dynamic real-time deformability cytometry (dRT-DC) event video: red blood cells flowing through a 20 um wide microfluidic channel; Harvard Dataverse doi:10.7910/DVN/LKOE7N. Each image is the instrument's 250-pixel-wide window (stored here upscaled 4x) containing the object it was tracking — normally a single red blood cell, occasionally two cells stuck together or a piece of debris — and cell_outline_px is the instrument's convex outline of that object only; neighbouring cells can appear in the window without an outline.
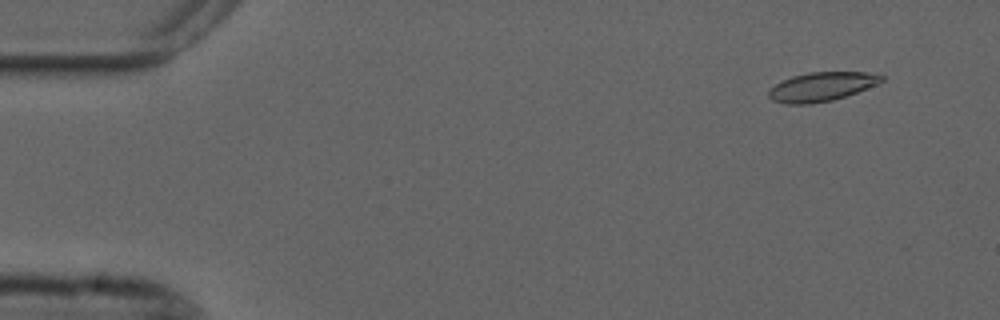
{"species": "common noctule bat (a hibernating species)", "species_latin": "Nyctalus noctula", "temperature_condition": "cold", "stored_images_in_passage": 56, "camera_frame_rate_fps": 3000, "um_per_image_px": 0.085, "animal": {"sex": "male", "forearm_length_mm": 52.5}, "frame": {"image": 1, "passage_image": 5, "time_ms": 1.333, "image_size_px": [1000, 320], "cell_outline_px": [[884, 80], [876, 84], [856, 92], [832, 100], [812, 104], [788, 104], [772, 100], [768, 96], [768, 92], [776, 84], [792, 76], [808, 72], [864, 72], [884, 76]], "centroid_in_image_um": [69.81, 7.37], "position_along_channel_um": 15.2, "area_um2": 18.79}}
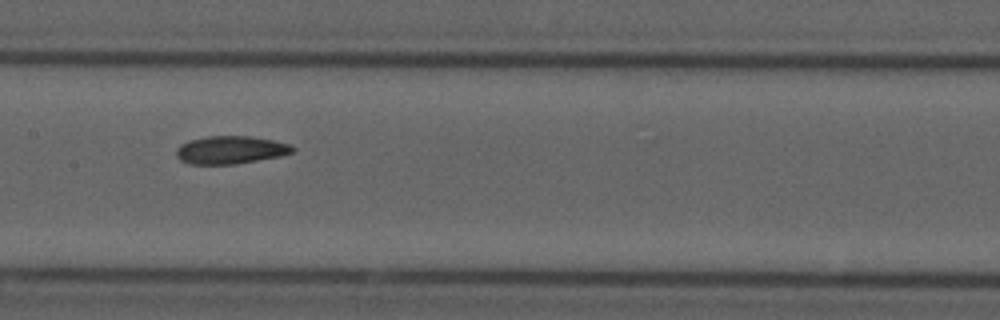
{"frame": {"image": 2, "passage_image": 28, "time_ms": 9.0, "image_size_px": [1000, 320], "cell_outline_px": [[296, 148], [292, 152], [280, 156], [236, 164], [188, 164], [180, 160], [176, 156], [176, 148], [180, 144], [188, 140], [208, 136], [248, 136], [272, 140], [288, 144]], "centroid_in_image_um": [19.54, 12.74], "position_along_channel_um": 187.9, "area_um2": 18.9}}
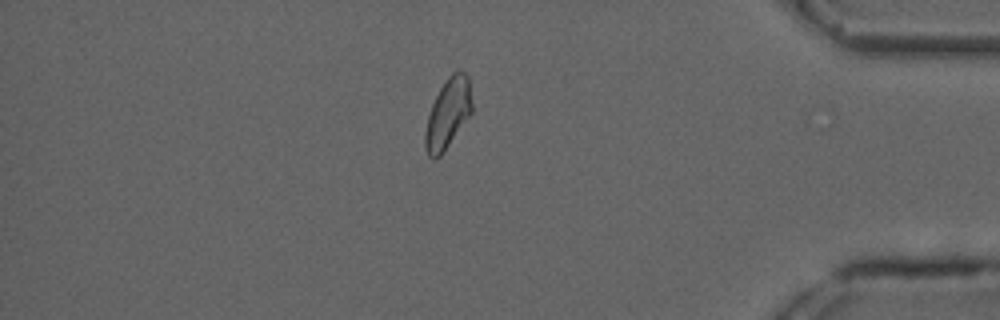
{"frame": {"image": 3, "passage_image": 48, "time_ms": 15.667, "image_size_px": [1000, 320], "cell_outline_px": [[472, 112], [440, 156], [436, 160], [432, 160], [428, 156], [424, 144], [424, 136], [428, 116], [432, 104], [440, 88], [448, 76], [456, 68], [460, 68], [468, 76], [472, 100]], "centroid_in_image_um": [38.07, 9.62], "position_along_channel_um": 397.1, "area_um2": 19.13}, "authors_computed_cell_mechanics": {"area_um2": 19.1029, "velocity_mm_per_s": 3.6696, "shape_relaxation_time_tau1_ms": null, "shape_relaxation_time_tau2_ms": 7.9937, "deformation_change_tau1": null, "deformation_change_tau2": 0.1635}}